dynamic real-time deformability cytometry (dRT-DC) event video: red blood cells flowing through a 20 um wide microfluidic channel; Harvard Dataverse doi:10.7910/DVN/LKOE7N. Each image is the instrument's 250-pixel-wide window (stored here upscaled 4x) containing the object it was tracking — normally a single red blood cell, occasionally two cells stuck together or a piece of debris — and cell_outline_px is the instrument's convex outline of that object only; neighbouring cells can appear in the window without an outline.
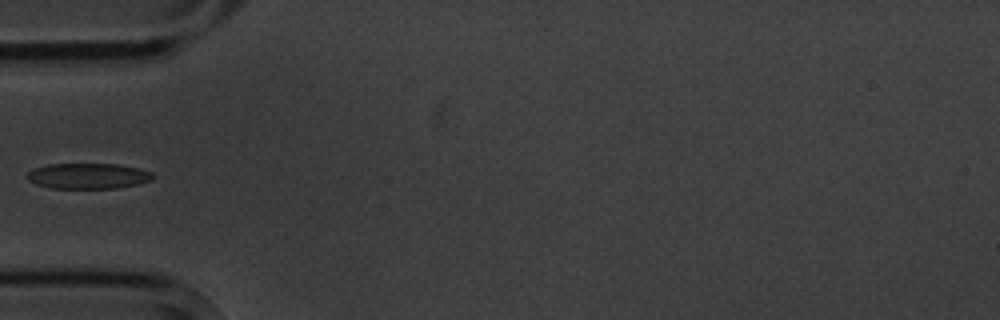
{"species": "common noctule bat (a hibernating species)", "species_latin": "Nyctalus noctula", "temperature_condition": "cold", "stored_images_in_passage": 6, "camera_frame_rate_fps": 3000, "um_per_image_px": 0.085, "animal": {"sex": "male", "body_mass_g": 20.1, "forearm_length_mm": 53.5}, "frame": {"image": 1, "passage_image": 6, "time_ms": 6.0, "image_size_px": [1000, 320], "cell_outline_px": [[156, 176], [152, 180], [136, 184], [116, 188], [52, 188], [36, 184], [28, 180], [24, 176], [32, 168], [48, 164], [120, 164], [140, 168], [152, 172]], "centroid_in_image_um": [7.48, 14.95], "position_along_channel_um": 77.5, "area_um2": 18.96}}